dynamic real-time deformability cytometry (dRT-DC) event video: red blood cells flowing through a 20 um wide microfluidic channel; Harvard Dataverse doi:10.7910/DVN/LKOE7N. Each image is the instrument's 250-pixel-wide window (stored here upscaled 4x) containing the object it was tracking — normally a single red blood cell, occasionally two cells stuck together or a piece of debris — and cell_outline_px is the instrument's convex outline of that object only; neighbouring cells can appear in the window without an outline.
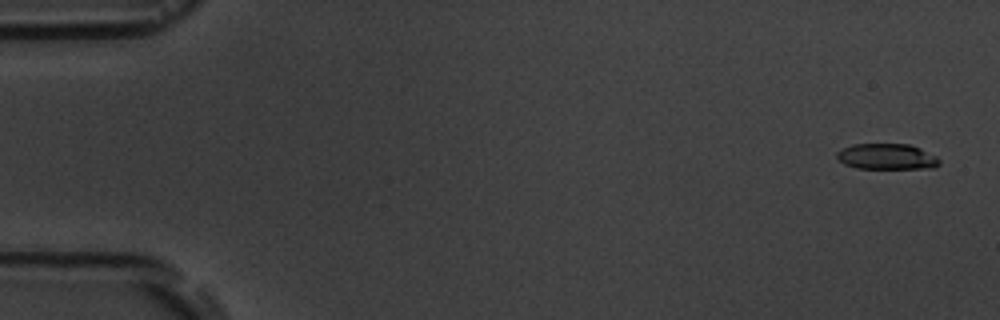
{"species": "common noctule bat (a hibernating species)", "species_latin": "Nyctalus noctula", "temperature_condition": "room temperature", "stored_images_in_passage": 7, "camera_frame_rate_fps": 3000, "um_per_image_px": 0.085, "animal": {"sex": "male", "body_mass_g": 19.5, "forearm_length_mm": 54.6}, "frame": {"image": 1, "passage_image": 1, "time_ms": 0.0, "image_size_px": [1000, 320], "cell_outline_px": [[940, 164], [936, 168], [856, 168], [844, 164], [836, 156], [836, 152], [852, 144], [908, 144], [920, 148], [936, 156], [940, 160]], "centroid_in_image_um": [75.4, 13.31], "position_along_channel_um": 9.6, "area_um2": 15.37}}
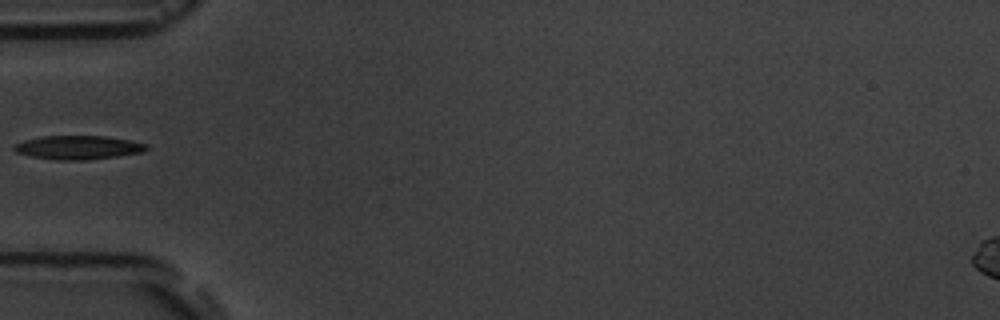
{"frame": {"image": 2, "passage_image": 6, "time_ms": 5.667, "image_size_px": [1000, 320], "cell_outline_px": [[148, 148], [144, 152], [88, 160], [56, 160], [32, 156], [16, 152], [12, 148], [12, 144], [24, 140], [40, 136], [104, 136], [128, 140], [148, 144]], "centroid_in_image_um": [6.61, 12.53], "position_along_channel_um": 78.4, "area_um2": 18.38}}
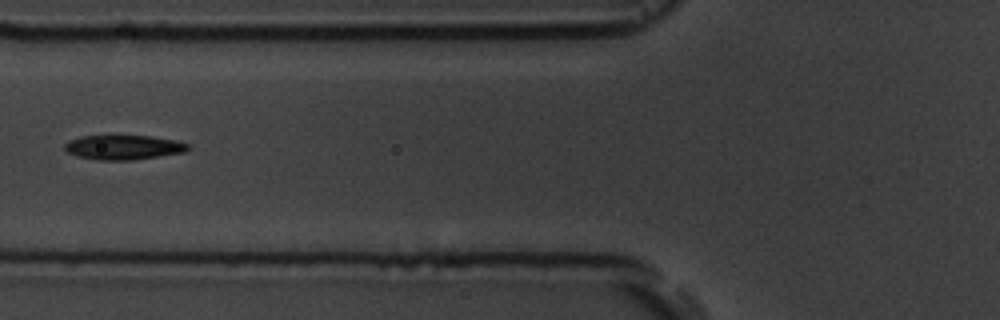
{"frame": {"image": 3, "passage_image": 7, "time_ms": 6.667, "image_size_px": [1000, 320], "cell_outline_px": [[192, 148], [184, 152], [132, 160], [100, 160], [76, 156], [68, 152], [64, 148], [64, 144], [68, 140], [80, 136], [152, 136], [176, 140], [188, 144]], "centroid_in_image_um": [10.49, 12.52], "position_along_channel_um": 115.3, "area_um2": 17.63}}